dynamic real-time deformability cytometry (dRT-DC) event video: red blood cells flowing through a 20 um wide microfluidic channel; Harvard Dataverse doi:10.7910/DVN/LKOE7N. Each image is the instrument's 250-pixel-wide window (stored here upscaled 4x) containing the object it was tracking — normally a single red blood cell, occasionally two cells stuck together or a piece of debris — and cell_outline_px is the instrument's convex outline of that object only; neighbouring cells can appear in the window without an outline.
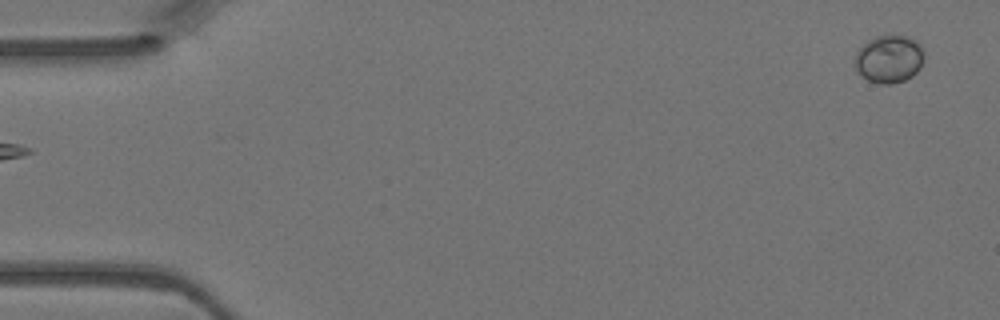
{"species": "Egyptian fruit bat (a non-hibernating species)", "species_latin": "Rousettus aegyptiacus", "temperature_condition": "warm", "stored_images_in_passage": 5, "segment_of_instrument_passage": [2, 2], "camera_frame_rate_fps": 3000, "um_per_image_px": 0.085, "animal": {"sex": "female"}, "frame": {"image": 1, "passage_image": 5, "time_ms": 1.333, "image_size_px": [1000, 320], "cell_outline_px": [[924, 56], [920, 68], [912, 76], [904, 80], [892, 84], [880, 84], [868, 80], [856, 68], [856, 52], [868, 40], [876, 36], [892, 32], [908, 36], [916, 40], [920, 44]], "centroid_in_image_um": [75.6, 4.96], "position_along_channel_um": 9.4, "area_um2": 19.48}}